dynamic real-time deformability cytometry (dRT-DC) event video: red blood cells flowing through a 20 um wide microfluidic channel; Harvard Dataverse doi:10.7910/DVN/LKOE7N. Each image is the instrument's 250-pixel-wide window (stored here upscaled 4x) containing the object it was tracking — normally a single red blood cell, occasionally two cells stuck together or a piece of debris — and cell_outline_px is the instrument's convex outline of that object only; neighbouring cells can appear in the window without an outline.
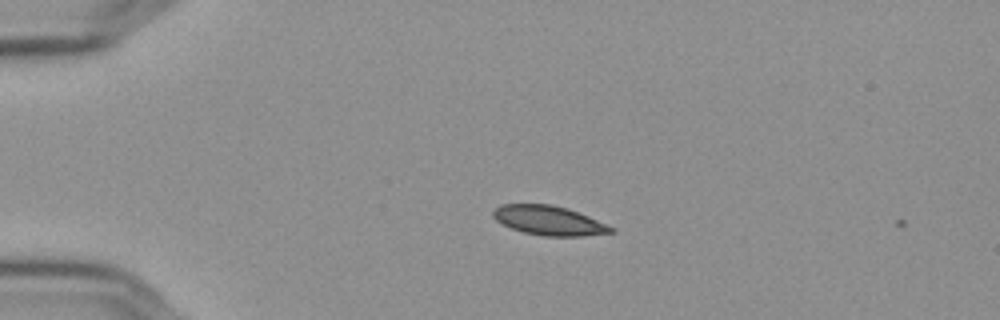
{"species": "Egyptian fruit bat (a non-hibernating species)", "species_latin": "Rousettus aegyptiacus", "temperature_condition": "cold", "stored_images_in_passage": 2, "camera_frame_rate_fps": 3000, "um_per_image_px": 0.085, "frame": {"image": 1, "passage_image": 1, "time_ms": 0.0, "image_size_px": [1000, 320], "cell_outline_px": [[616, 232], [584, 236], [544, 236], [524, 232], [512, 228], [496, 220], [492, 216], [492, 212], [500, 204], [552, 204], [568, 208], [588, 216], [616, 228]], "centroid_in_image_um": [46.69, 18.74], "position_along_channel_um": 38.3, "area_um2": 20.23}}